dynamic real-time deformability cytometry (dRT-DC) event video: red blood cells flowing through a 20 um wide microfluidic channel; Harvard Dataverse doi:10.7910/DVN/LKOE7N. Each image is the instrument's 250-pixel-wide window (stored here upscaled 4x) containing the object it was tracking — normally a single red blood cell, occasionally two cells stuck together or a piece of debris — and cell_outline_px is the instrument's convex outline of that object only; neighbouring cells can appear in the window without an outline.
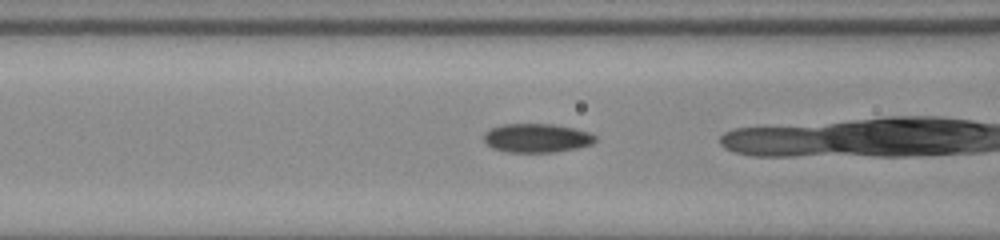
{"species": "common noctule bat (a hibernating species)", "species_latin": "Nyctalus noctula", "temperature_condition": "room temperature", "stored_images_in_passage": 35, "camera_frame_rate_fps": 3000, "um_per_image_px": 0.085, "animal": {"sex": "male", "body_mass_g": 20.0, "forearm_length_mm": 53.3}, "frame": {"image": 1, "passage_image": 20, "time_ms": 6.333, "image_size_px": [1000, 240], "cell_outline_px": [[596, 140], [592, 144], [576, 148], [556, 152], [508, 152], [492, 148], [484, 140], [484, 132], [492, 128], [504, 124], [552, 124], [572, 128], [588, 132], [596, 136]], "centroid_in_image_um": [45.62, 11.74], "position_along_channel_um": 121.0, "area_um2": 18.61}}
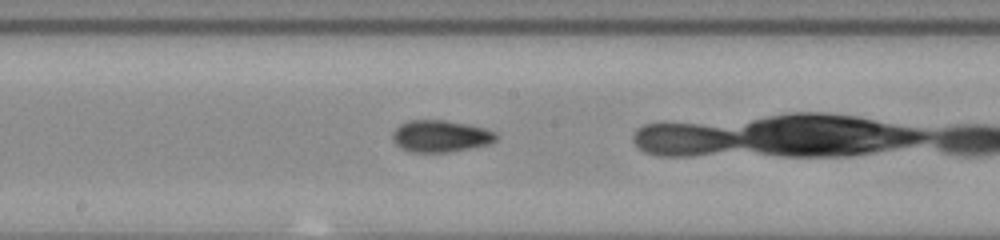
{"frame": {"image": 2, "passage_image": 27, "time_ms": 8.667, "image_size_px": [1000, 240], "cell_outline_px": [[500, 136], [492, 144], [472, 148], [448, 152], [412, 152], [400, 148], [392, 140], [392, 132], [400, 124], [408, 120], [444, 120], [468, 124], [484, 128], [496, 132]], "centroid_in_image_um": [37.47, 11.57], "position_along_channel_um": 210.7, "area_um2": 19.54}}
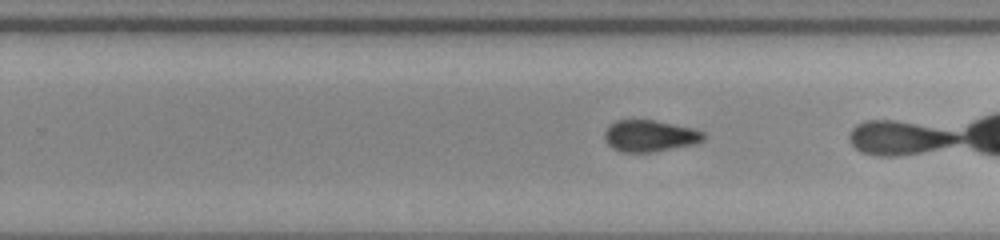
{"frame": {"image": 3, "passage_image": 32, "time_ms": 10.333, "image_size_px": [1000, 240], "cell_outline_px": [[704, 140], [696, 144], [652, 152], [620, 152], [612, 148], [604, 140], [604, 132], [608, 124], [616, 120], [656, 120], [692, 128], [704, 132]], "centroid_in_image_um": [55.2, 11.55], "position_along_channel_um": 274.6, "area_um2": 18.44}}